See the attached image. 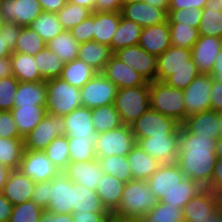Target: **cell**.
Returning a JSON list of instances; mask_svg holds the SVG:
<instances>
[{"label": "cell", "mask_w": 222, "mask_h": 222, "mask_svg": "<svg viewBox=\"0 0 222 222\" xmlns=\"http://www.w3.org/2000/svg\"><path fill=\"white\" fill-rule=\"evenodd\" d=\"M199 74L191 49L170 46L157 57L156 80L171 87L183 90Z\"/></svg>", "instance_id": "7a4b0ae2"}, {"label": "cell", "mask_w": 222, "mask_h": 222, "mask_svg": "<svg viewBox=\"0 0 222 222\" xmlns=\"http://www.w3.org/2000/svg\"><path fill=\"white\" fill-rule=\"evenodd\" d=\"M38 2L43 11L57 13L65 6L67 0H38Z\"/></svg>", "instance_id": "a7ac6f4b"}, {"label": "cell", "mask_w": 222, "mask_h": 222, "mask_svg": "<svg viewBox=\"0 0 222 222\" xmlns=\"http://www.w3.org/2000/svg\"><path fill=\"white\" fill-rule=\"evenodd\" d=\"M137 144L136 138L129 125L97 134L95 152L97 157L112 155L126 156Z\"/></svg>", "instance_id": "52a82bcc"}, {"label": "cell", "mask_w": 222, "mask_h": 222, "mask_svg": "<svg viewBox=\"0 0 222 222\" xmlns=\"http://www.w3.org/2000/svg\"><path fill=\"white\" fill-rule=\"evenodd\" d=\"M198 31L199 36L222 38V10L219 0H207Z\"/></svg>", "instance_id": "d6a6232c"}, {"label": "cell", "mask_w": 222, "mask_h": 222, "mask_svg": "<svg viewBox=\"0 0 222 222\" xmlns=\"http://www.w3.org/2000/svg\"><path fill=\"white\" fill-rule=\"evenodd\" d=\"M23 151V139L0 137V164L11 171L19 169Z\"/></svg>", "instance_id": "7bdbcfd3"}, {"label": "cell", "mask_w": 222, "mask_h": 222, "mask_svg": "<svg viewBox=\"0 0 222 222\" xmlns=\"http://www.w3.org/2000/svg\"><path fill=\"white\" fill-rule=\"evenodd\" d=\"M72 206H74V182L60 172L50 181L49 205L46 210L57 214H72Z\"/></svg>", "instance_id": "5bb4252c"}, {"label": "cell", "mask_w": 222, "mask_h": 222, "mask_svg": "<svg viewBox=\"0 0 222 222\" xmlns=\"http://www.w3.org/2000/svg\"><path fill=\"white\" fill-rule=\"evenodd\" d=\"M96 73L91 66L77 58L65 63L60 78L81 89Z\"/></svg>", "instance_id": "8d00e7d4"}, {"label": "cell", "mask_w": 222, "mask_h": 222, "mask_svg": "<svg viewBox=\"0 0 222 222\" xmlns=\"http://www.w3.org/2000/svg\"><path fill=\"white\" fill-rule=\"evenodd\" d=\"M10 59L12 74L19 82H40L44 80L35 64L34 56L12 52Z\"/></svg>", "instance_id": "836d02e7"}, {"label": "cell", "mask_w": 222, "mask_h": 222, "mask_svg": "<svg viewBox=\"0 0 222 222\" xmlns=\"http://www.w3.org/2000/svg\"><path fill=\"white\" fill-rule=\"evenodd\" d=\"M110 213H93L75 211L72 213L73 222H107Z\"/></svg>", "instance_id": "91938a15"}, {"label": "cell", "mask_w": 222, "mask_h": 222, "mask_svg": "<svg viewBox=\"0 0 222 222\" xmlns=\"http://www.w3.org/2000/svg\"><path fill=\"white\" fill-rule=\"evenodd\" d=\"M123 4V0H96L95 11L121 12Z\"/></svg>", "instance_id": "be15d7a7"}, {"label": "cell", "mask_w": 222, "mask_h": 222, "mask_svg": "<svg viewBox=\"0 0 222 222\" xmlns=\"http://www.w3.org/2000/svg\"><path fill=\"white\" fill-rule=\"evenodd\" d=\"M18 170L35 183L51 181L61 172L44 151L29 149H24Z\"/></svg>", "instance_id": "8fae6325"}, {"label": "cell", "mask_w": 222, "mask_h": 222, "mask_svg": "<svg viewBox=\"0 0 222 222\" xmlns=\"http://www.w3.org/2000/svg\"><path fill=\"white\" fill-rule=\"evenodd\" d=\"M34 61L44 80L60 77L65 65L47 46L34 56Z\"/></svg>", "instance_id": "ab89813d"}, {"label": "cell", "mask_w": 222, "mask_h": 222, "mask_svg": "<svg viewBox=\"0 0 222 222\" xmlns=\"http://www.w3.org/2000/svg\"><path fill=\"white\" fill-rule=\"evenodd\" d=\"M91 120L97 134L114 130L123 125L114 104L93 108Z\"/></svg>", "instance_id": "60d3db41"}, {"label": "cell", "mask_w": 222, "mask_h": 222, "mask_svg": "<svg viewBox=\"0 0 222 222\" xmlns=\"http://www.w3.org/2000/svg\"><path fill=\"white\" fill-rule=\"evenodd\" d=\"M97 159L104 174L112 175L124 183L133 180L127 155H112L107 157H97Z\"/></svg>", "instance_id": "b9f144b4"}, {"label": "cell", "mask_w": 222, "mask_h": 222, "mask_svg": "<svg viewBox=\"0 0 222 222\" xmlns=\"http://www.w3.org/2000/svg\"><path fill=\"white\" fill-rule=\"evenodd\" d=\"M216 211L212 190L204 188L182 209L183 219L189 222H206Z\"/></svg>", "instance_id": "484cf974"}, {"label": "cell", "mask_w": 222, "mask_h": 222, "mask_svg": "<svg viewBox=\"0 0 222 222\" xmlns=\"http://www.w3.org/2000/svg\"><path fill=\"white\" fill-rule=\"evenodd\" d=\"M11 170L0 164V193L3 192L4 185L7 182Z\"/></svg>", "instance_id": "8c879c8a"}, {"label": "cell", "mask_w": 222, "mask_h": 222, "mask_svg": "<svg viewBox=\"0 0 222 222\" xmlns=\"http://www.w3.org/2000/svg\"><path fill=\"white\" fill-rule=\"evenodd\" d=\"M124 185V182L108 174H103L98 182L96 193L110 214L118 208L121 202Z\"/></svg>", "instance_id": "f546056e"}, {"label": "cell", "mask_w": 222, "mask_h": 222, "mask_svg": "<svg viewBox=\"0 0 222 222\" xmlns=\"http://www.w3.org/2000/svg\"><path fill=\"white\" fill-rule=\"evenodd\" d=\"M73 212L109 213L103 206L96 191L90 190L74 182V206Z\"/></svg>", "instance_id": "74e56055"}, {"label": "cell", "mask_w": 222, "mask_h": 222, "mask_svg": "<svg viewBox=\"0 0 222 222\" xmlns=\"http://www.w3.org/2000/svg\"><path fill=\"white\" fill-rule=\"evenodd\" d=\"M115 109L124 125H131L150 108L149 82L143 86L118 89Z\"/></svg>", "instance_id": "8992f818"}, {"label": "cell", "mask_w": 222, "mask_h": 222, "mask_svg": "<svg viewBox=\"0 0 222 222\" xmlns=\"http://www.w3.org/2000/svg\"><path fill=\"white\" fill-rule=\"evenodd\" d=\"M151 109L176 120L180 125L186 120L182 89L169 86L164 81L149 82Z\"/></svg>", "instance_id": "277c9868"}, {"label": "cell", "mask_w": 222, "mask_h": 222, "mask_svg": "<svg viewBox=\"0 0 222 222\" xmlns=\"http://www.w3.org/2000/svg\"><path fill=\"white\" fill-rule=\"evenodd\" d=\"M107 222H139L138 219L119 218L115 215H110Z\"/></svg>", "instance_id": "b9fcfbb0"}, {"label": "cell", "mask_w": 222, "mask_h": 222, "mask_svg": "<svg viewBox=\"0 0 222 222\" xmlns=\"http://www.w3.org/2000/svg\"><path fill=\"white\" fill-rule=\"evenodd\" d=\"M145 2L160 9H168L169 7V0H148Z\"/></svg>", "instance_id": "2a66077c"}, {"label": "cell", "mask_w": 222, "mask_h": 222, "mask_svg": "<svg viewBox=\"0 0 222 222\" xmlns=\"http://www.w3.org/2000/svg\"><path fill=\"white\" fill-rule=\"evenodd\" d=\"M121 15V12L93 11L94 41L110 47L113 34L118 28Z\"/></svg>", "instance_id": "f1b7e54d"}, {"label": "cell", "mask_w": 222, "mask_h": 222, "mask_svg": "<svg viewBox=\"0 0 222 222\" xmlns=\"http://www.w3.org/2000/svg\"><path fill=\"white\" fill-rule=\"evenodd\" d=\"M136 141L151 136H175L180 131V124L153 109H149L131 125Z\"/></svg>", "instance_id": "ba28073f"}, {"label": "cell", "mask_w": 222, "mask_h": 222, "mask_svg": "<svg viewBox=\"0 0 222 222\" xmlns=\"http://www.w3.org/2000/svg\"><path fill=\"white\" fill-rule=\"evenodd\" d=\"M12 51L7 47L5 40L0 34V58L10 56Z\"/></svg>", "instance_id": "11e5206c"}, {"label": "cell", "mask_w": 222, "mask_h": 222, "mask_svg": "<svg viewBox=\"0 0 222 222\" xmlns=\"http://www.w3.org/2000/svg\"><path fill=\"white\" fill-rule=\"evenodd\" d=\"M184 178L185 175L176 163L162 164L147 180V184L159 201L173 191Z\"/></svg>", "instance_id": "d6986e66"}, {"label": "cell", "mask_w": 222, "mask_h": 222, "mask_svg": "<svg viewBox=\"0 0 222 222\" xmlns=\"http://www.w3.org/2000/svg\"><path fill=\"white\" fill-rule=\"evenodd\" d=\"M114 55L143 76L147 82L156 81L157 57L138 44L119 49Z\"/></svg>", "instance_id": "4fadbf2b"}, {"label": "cell", "mask_w": 222, "mask_h": 222, "mask_svg": "<svg viewBox=\"0 0 222 222\" xmlns=\"http://www.w3.org/2000/svg\"><path fill=\"white\" fill-rule=\"evenodd\" d=\"M222 48V38L214 36H199L191 48L192 59L200 73H210L215 58Z\"/></svg>", "instance_id": "ffe728a7"}, {"label": "cell", "mask_w": 222, "mask_h": 222, "mask_svg": "<svg viewBox=\"0 0 222 222\" xmlns=\"http://www.w3.org/2000/svg\"><path fill=\"white\" fill-rule=\"evenodd\" d=\"M183 219L182 208L158 201L139 222H178Z\"/></svg>", "instance_id": "bcb514c9"}, {"label": "cell", "mask_w": 222, "mask_h": 222, "mask_svg": "<svg viewBox=\"0 0 222 222\" xmlns=\"http://www.w3.org/2000/svg\"><path fill=\"white\" fill-rule=\"evenodd\" d=\"M50 181L38 182L34 186L32 201L46 210L49 205Z\"/></svg>", "instance_id": "680465c9"}, {"label": "cell", "mask_w": 222, "mask_h": 222, "mask_svg": "<svg viewBox=\"0 0 222 222\" xmlns=\"http://www.w3.org/2000/svg\"><path fill=\"white\" fill-rule=\"evenodd\" d=\"M171 46L191 49L199 39L198 28L183 23H169Z\"/></svg>", "instance_id": "681fc988"}, {"label": "cell", "mask_w": 222, "mask_h": 222, "mask_svg": "<svg viewBox=\"0 0 222 222\" xmlns=\"http://www.w3.org/2000/svg\"><path fill=\"white\" fill-rule=\"evenodd\" d=\"M182 126L190 133L199 137H211L215 141L222 135L218 112L215 110L189 116Z\"/></svg>", "instance_id": "7402d4cb"}, {"label": "cell", "mask_w": 222, "mask_h": 222, "mask_svg": "<svg viewBox=\"0 0 222 222\" xmlns=\"http://www.w3.org/2000/svg\"><path fill=\"white\" fill-rule=\"evenodd\" d=\"M158 202L146 180H132L125 183L121 202L112 213L119 218L140 219Z\"/></svg>", "instance_id": "3957f363"}, {"label": "cell", "mask_w": 222, "mask_h": 222, "mask_svg": "<svg viewBox=\"0 0 222 222\" xmlns=\"http://www.w3.org/2000/svg\"><path fill=\"white\" fill-rule=\"evenodd\" d=\"M178 148L176 164L185 177L208 188L217 160L215 140L211 137H199L180 125Z\"/></svg>", "instance_id": "6da1fadb"}, {"label": "cell", "mask_w": 222, "mask_h": 222, "mask_svg": "<svg viewBox=\"0 0 222 222\" xmlns=\"http://www.w3.org/2000/svg\"><path fill=\"white\" fill-rule=\"evenodd\" d=\"M118 89L146 85L148 82L133 68L125 64L114 54L101 72Z\"/></svg>", "instance_id": "e0dca14e"}, {"label": "cell", "mask_w": 222, "mask_h": 222, "mask_svg": "<svg viewBox=\"0 0 222 222\" xmlns=\"http://www.w3.org/2000/svg\"><path fill=\"white\" fill-rule=\"evenodd\" d=\"M67 1L82 7L89 8L92 12L95 11L96 0H67Z\"/></svg>", "instance_id": "34e18365"}, {"label": "cell", "mask_w": 222, "mask_h": 222, "mask_svg": "<svg viewBox=\"0 0 222 222\" xmlns=\"http://www.w3.org/2000/svg\"><path fill=\"white\" fill-rule=\"evenodd\" d=\"M137 144L161 164L176 163L179 153V132L175 136L141 138Z\"/></svg>", "instance_id": "9a60e30c"}, {"label": "cell", "mask_w": 222, "mask_h": 222, "mask_svg": "<svg viewBox=\"0 0 222 222\" xmlns=\"http://www.w3.org/2000/svg\"><path fill=\"white\" fill-rule=\"evenodd\" d=\"M46 108L48 114L64 116L82 106L80 88L60 77L46 80Z\"/></svg>", "instance_id": "5b68a950"}, {"label": "cell", "mask_w": 222, "mask_h": 222, "mask_svg": "<svg viewBox=\"0 0 222 222\" xmlns=\"http://www.w3.org/2000/svg\"><path fill=\"white\" fill-rule=\"evenodd\" d=\"M39 222H73L72 214H57L48 210H43Z\"/></svg>", "instance_id": "03108f58"}, {"label": "cell", "mask_w": 222, "mask_h": 222, "mask_svg": "<svg viewBox=\"0 0 222 222\" xmlns=\"http://www.w3.org/2000/svg\"><path fill=\"white\" fill-rule=\"evenodd\" d=\"M121 14L143 28L168 21V9H160L146 2L124 3Z\"/></svg>", "instance_id": "ac0fdd59"}, {"label": "cell", "mask_w": 222, "mask_h": 222, "mask_svg": "<svg viewBox=\"0 0 222 222\" xmlns=\"http://www.w3.org/2000/svg\"><path fill=\"white\" fill-rule=\"evenodd\" d=\"M69 31L71 32L73 37L78 41L79 44L88 41H94L93 12L87 19H85Z\"/></svg>", "instance_id": "9f6ffc18"}, {"label": "cell", "mask_w": 222, "mask_h": 222, "mask_svg": "<svg viewBox=\"0 0 222 222\" xmlns=\"http://www.w3.org/2000/svg\"><path fill=\"white\" fill-rule=\"evenodd\" d=\"M21 28L22 26L15 23L5 22L4 26L0 29L1 37L4 38L7 47L11 51L16 47Z\"/></svg>", "instance_id": "6f0895ef"}, {"label": "cell", "mask_w": 222, "mask_h": 222, "mask_svg": "<svg viewBox=\"0 0 222 222\" xmlns=\"http://www.w3.org/2000/svg\"><path fill=\"white\" fill-rule=\"evenodd\" d=\"M203 15V9L186 8L168 10V23H183L198 28Z\"/></svg>", "instance_id": "db71d44e"}, {"label": "cell", "mask_w": 222, "mask_h": 222, "mask_svg": "<svg viewBox=\"0 0 222 222\" xmlns=\"http://www.w3.org/2000/svg\"><path fill=\"white\" fill-rule=\"evenodd\" d=\"M43 210L32 200L14 205L9 222H39Z\"/></svg>", "instance_id": "816d5d0a"}, {"label": "cell", "mask_w": 222, "mask_h": 222, "mask_svg": "<svg viewBox=\"0 0 222 222\" xmlns=\"http://www.w3.org/2000/svg\"><path fill=\"white\" fill-rule=\"evenodd\" d=\"M47 43L63 31L56 13L43 11L30 25Z\"/></svg>", "instance_id": "ee69618b"}, {"label": "cell", "mask_w": 222, "mask_h": 222, "mask_svg": "<svg viewBox=\"0 0 222 222\" xmlns=\"http://www.w3.org/2000/svg\"><path fill=\"white\" fill-rule=\"evenodd\" d=\"M63 30H70L87 19L92 11L89 8L66 2L65 6L56 13Z\"/></svg>", "instance_id": "c3c4849f"}, {"label": "cell", "mask_w": 222, "mask_h": 222, "mask_svg": "<svg viewBox=\"0 0 222 222\" xmlns=\"http://www.w3.org/2000/svg\"><path fill=\"white\" fill-rule=\"evenodd\" d=\"M13 204L0 193V222H9L13 210Z\"/></svg>", "instance_id": "003e7915"}, {"label": "cell", "mask_w": 222, "mask_h": 222, "mask_svg": "<svg viewBox=\"0 0 222 222\" xmlns=\"http://www.w3.org/2000/svg\"><path fill=\"white\" fill-rule=\"evenodd\" d=\"M138 45L156 57L161 55L171 46L168 21L143 28Z\"/></svg>", "instance_id": "603a6c76"}, {"label": "cell", "mask_w": 222, "mask_h": 222, "mask_svg": "<svg viewBox=\"0 0 222 222\" xmlns=\"http://www.w3.org/2000/svg\"><path fill=\"white\" fill-rule=\"evenodd\" d=\"M47 82H19L14 106H46Z\"/></svg>", "instance_id": "1f68e13d"}, {"label": "cell", "mask_w": 222, "mask_h": 222, "mask_svg": "<svg viewBox=\"0 0 222 222\" xmlns=\"http://www.w3.org/2000/svg\"><path fill=\"white\" fill-rule=\"evenodd\" d=\"M210 104L211 110H215L217 112L222 110V81L212 79Z\"/></svg>", "instance_id": "94428289"}, {"label": "cell", "mask_w": 222, "mask_h": 222, "mask_svg": "<svg viewBox=\"0 0 222 222\" xmlns=\"http://www.w3.org/2000/svg\"><path fill=\"white\" fill-rule=\"evenodd\" d=\"M216 212L222 215V190H212Z\"/></svg>", "instance_id": "753ad0ef"}, {"label": "cell", "mask_w": 222, "mask_h": 222, "mask_svg": "<svg viewBox=\"0 0 222 222\" xmlns=\"http://www.w3.org/2000/svg\"><path fill=\"white\" fill-rule=\"evenodd\" d=\"M0 137L23 139L17 130L11 111H0Z\"/></svg>", "instance_id": "11a10c76"}, {"label": "cell", "mask_w": 222, "mask_h": 222, "mask_svg": "<svg viewBox=\"0 0 222 222\" xmlns=\"http://www.w3.org/2000/svg\"><path fill=\"white\" fill-rule=\"evenodd\" d=\"M207 0H169L168 10H180L186 8L204 9Z\"/></svg>", "instance_id": "6125c7cd"}, {"label": "cell", "mask_w": 222, "mask_h": 222, "mask_svg": "<svg viewBox=\"0 0 222 222\" xmlns=\"http://www.w3.org/2000/svg\"><path fill=\"white\" fill-rule=\"evenodd\" d=\"M148 0H123L124 3H141Z\"/></svg>", "instance_id": "deb4b68c"}, {"label": "cell", "mask_w": 222, "mask_h": 222, "mask_svg": "<svg viewBox=\"0 0 222 222\" xmlns=\"http://www.w3.org/2000/svg\"><path fill=\"white\" fill-rule=\"evenodd\" d=\"M219 122L221 125V134H222V110L218 112Z\"/></svg>", "instance_id": "b62a3aed"}, {"label": "cell", "mask_w": 222, "mask_h": 222, "mask_svg": "<svg viewBox=\"0 0 222 222\" xmlns=\"http://www.w3.org/2000/svg\"><path fill=\"white\" fill-rule=\"evenodd\" d=\"M4 23H5L4 17L0 12V29L4 26Z\"/></svg>", "instance_id": "67dfc351"}, {"label": "cell", "mask_w": 222, "mask_h": 222, "mask_svg": "<svg viewBox=\"0 0 222 222\" xmlns=\"http://www.w3.org/2000/svg\"><path fill=\"white\" fill-rule=\"evenodd\" d=\"M52 163L63 172L70 163L68 138L58 136L43 150Z\"/></svg>", "instance_id": "f907efd6"}, {"label": "cell", "mask_w": 222, "mask_h": 222, "mask_svg": "<svg viewBox=\"0 0 222 222\" xmlns=\"http://www.w3.org/2000/svg\"><path fill=\"white\" fill-rule=\"evenodd\" d=\"M118 87L102 73H96L81 89L82 106L89 109L115 102Z\"/></svg>", "instance_id": "30bf717a"}, {"label": "cell", "mask_w": 222, "mask_h": 222, "mask_svg": "<svg viewBox=\"0 0 222 222\" xmlns=\"http://www.w3.org/2000/svg\"><path fill=\"white\" fill-rule=\"evenodd\" d=\"M133 180H148L162 165L152 158L138 144L127 154Z\"/></svg>", "instance_id": "4316f807"}, {"label": "cell", "mask_w": 222, "mask_h": 222, "mask_svg": "<svg viewBox=\"0 0 222 222\" xmlns=\"http://www.w3.org/2000/svg\"><path fill=\"white\" fill-rule=\"evenodd\" d=\"M203 189L204 187L198 182L185 177L173 191L163 196L159 201L183 209L184 205Z\"/></svg>", "instance_id": "f35d334b"}, {"label": "cell", "mask_w": 222, "mask_h": 222, "mask_svg": "<svg viewBox=\"0 0 222 222\" xmlns=\"http://www.w3.org/2000/svg\"><path fill=\"white\" fill-rule=\"evenodd\" d=\"M63 173L73 182L96 191L103 176L98 159L88 162H70Z\"/></svg>", "instance_id": "cb8c5ba5"}, {"label": "cell", "mask_w": 222, "mask_h": 222, "mask_svg": "<svg viewBox=\"0 0 222 222\" xmlns=\"http://www.w3.org/2000/svg\"><path fill=\"white\" fill-rule=\"evenodd\" d=\"M206 222H222V215L215 211Z\"/></svg>", "instance_id": "979ff035"}, {"label": "cell", "mask_w": 222, "mask_h": 222, "mask_svg": "<svg viewBox=\"0 0 222 222\" xmlns=\"http://www.w3.org/2000/svg\"><path fill=\"white\" fill-rule=\"evenodd\" d=\"M142 29V26L121 15L118 28L113 34L110 45L112 52L114 53L119 49L137 45L140 40Z\"/></svg>", "instance_id": "e575fe53"}, {"label": "cell", "mask_w": 222, "mask_h": 222, "mask_svg": "<svg viewBox=\"0 0 222 222\" xmlns=\"http://www.w3.org/2000/svg\"><path fill=\"white\" fill-rule=\"evenodd\" d=\"M35 182L18 169L12 170L4 185L2 194L13 204L32 200Z\"/></svg>", "instance_id": "d4e9b609"}, {"label": "cell", "mask_w": 222, "mask_h": 222, "mask_svg": "<svg viewBox=\"0 0 222 222\" xmlns=\"http://www.w3.org/2000/svg\"><path fill=\"white\" fill-rule=\"evenodd\" d=\"M91 116L92 109L83 106L64 115L65 136L77 139H96L97 133L94 130Z\"/></svg>", "instance_id": "44dd1931"}, {"label": "cell", "mask_w": 222, "mask_h": 222, "mask_svg": "<svg viewBox=\"0 0 222 222\" xmlns=\"http://www.w3.org/2000/svg\"><path fill=\"white\" fill-rule=\"evenodd\" d=\"M210 190H222V157L217 156L214 172L211 178Z\"/></svg>", "instance_id": "e7e4bbea"}, {"label": "cell", "mask_w": 222, "mask_h": 222, "mask_svg": "<svg viewBox=\"0 0 222 222\" xmlns=\"http://www.w3.org/2000/svg\"><path fill=\"white\" fill-rule=\"evenodd\" d=\"M113 54L109 46L88 41L79 45L78 59L91 66L97 73H101Z\"/></svg>", "instance_id": "4dcf8cb0"}, {"label": "cell", "mask_w": 222, "mask_h": 222, "mask_svg": "<svg viewBox=\"0 0 222 222\" xmlns=\"http://www.w3.org/2000/svg\"><path fill=\"white\" fill-rule=\"evenodd\" d=\"M178 222H189V221H186V220L182 219L181 221H178Z\"/></svg>", "instance_id": "603ad722"}, {"label": "cell", "mask_w": 222, "mask_h": 222, "mask_svg": "<svg viewBox=\"0 0 222 222\" xmlns=\"http://www.w3.org/2000/svg\"><path fill=\"white\" fill-rule=\"evenodd\" d=\"M63 116L47 114L40 123L23 138L24 149L43 151L58 136H65Z\"/></svg>", "instance_id": "9c48e42d"}, {"label": "cell", "mask_w": 222, "mask_h": 222, "mask_svg": "<svg viewBox=\"0 0 222 222\" xmlns=\"http://www.w3.org/2000/svg\"><path fill=\"white\" fill-rule=\"evenodd\" d=\"M0 12L5 22L29 26L42 12L38 0H3Z\"/></svg>", "instance_id": "2e32d148"}, {"label": "cell", "mask_w": 222, "mask_h": 222, "mask_svg": "<svg viewBox=\"0 0 222 222\" xmlns=\"http://www.w3.org/2000/svg\"><path fill=\"white\" fill-rule=\"evenodd\" d=\"M79 45L78 41L68 30H63L55 38L46 43V46L64 63L78 58Z\"/></svg>", "instance_id": "d590c367"}, {"label": "cell", "mask_w": 222, "mask_h": 222, "mask_svg": "<svg viewBox=\"0 0 222 222\" xmlns=\"http://www.w3.org/2000/svg\"><path fill=\"white\" fill-rule=\"evenodd\" d=\"M11 113L22 138L26 137L48 114L46 106L43 105L17 106L13 107Z\"/></svg>", "instance_id": "83f0119b"}, {"label": "cell", "mask_w": 222, "mask_h": 222, "mask_svg": "<svg viewBox=\"0 0 222 222\" xmlns=\"http://www.w3.org/2000/svg\"><path fill=\"white\" fill-rule=\"evenodd\" d=\"M46 47V42L30 26H23L20 30L17 44L12 52L35 56Z\"/></svg>", "instance_id": "f6af8a7d"}, {"label": "cell", "mask_w": 222, "mask_h": 222, "mask_svg": "<svg viewBox=\"0 0 222 222\" xmlns=\"http://www.w3.org/2000/svg\"><path fill=\"white\" fill-rule=\"evenodd\" d=\"M211 87V75L209 73H200L185 89H183L186 118L211 110Z\"/></svg>", "instance_id": "7c38bea8"}, {"label": "cell", "mask_w": 222, "mask_h": 222, "mask_svg": "<svg viewBox=\"0 0 222 222\" xmlns=\"http://www.w3.org/2000/svg\"><path fill=\"white\" fill-rule=\"evenodd\" d=\"M215 151L217 156L222 157V135L215 141Z\"/></svg>", "instance_id": "09005b40"}, {"label": "cell", "mask_w": 222, "mask_h": 222, "mask_svg": "<svg viewBox=\"0 0 222 222\" xmlns=\"http://www.w3.org/2000/svg\"><path fill=\"white\" fill-rule=\"evenodd\" d=\"M12 75V62L10 56L0 58V78Z\"/></svg>", "instance_id": "2644e50d"}, {"label": "cell", "mask_w": 222, "mask_h": 222, "mask_svg": "<svg viewBox=\"0 0 222 222\" xmlns=\"http://www.w3.org/2000/svg\"><path fill=\"white\" fill-rule=\"evenodd\" d=\"M67 138L70 162H88L97 159L94 146L96 139Z\"/></svg>", "instance_id": "7dc6e473"}, {"label": "cell", "mask_w": 222, "mask_h": 222, "mask_svg": "<svg viewBox=\"0 0 222 222\" xmlns=\"http://www.w3.org/2000/svg\"><path fill=\"white\" fill-rule=\"evenodd\" d=\"M209 74L213 80L222 81V48L217 54L214 66Z\"/></svg>", "instance_id": "89a4df30"}, {"label": "cell", "mask_w": 222, "mask_h": 222, "mask_svg": "<svg viewBox=\"0 0 222 222\" xmlns=\"http://www.w3.org/2000/svg\"><path fill=\"white\" fill-rule=\"evenodd\" d=\"M19 81L12 75L0 78V111H11Z\"/></svg>", "instance_id": "f5cc1de1"}]
</instances>
